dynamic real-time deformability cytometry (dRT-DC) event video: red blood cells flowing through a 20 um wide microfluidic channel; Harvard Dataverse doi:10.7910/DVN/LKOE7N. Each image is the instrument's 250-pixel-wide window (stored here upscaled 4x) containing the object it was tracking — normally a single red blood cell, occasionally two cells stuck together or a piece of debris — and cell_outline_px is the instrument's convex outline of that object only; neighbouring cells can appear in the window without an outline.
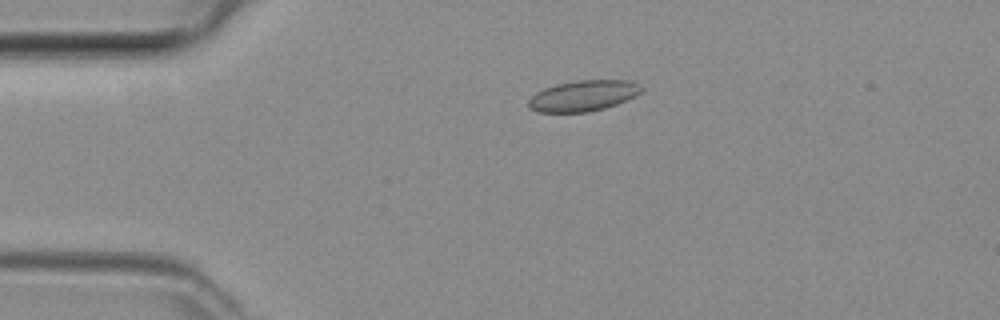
{"species": "common noctule bat (a hibernating species)", "species_latin": "Nyctalus noctula", "temperature_condition": "room temperature", "stored_images_in_passage": 39, "camera_frame_rate_fps": 3000, "um_per_image_px": 0.085, "animal": {"sex": "female", "body_mass_g": 29.2, "forearm_length_mm": 56.3}, "frame": {"image": 1, "passage_image": 1, "time_ms": 0.0, "image_size_px": [1000, 320], "cell_outline_px": [[644, 88], [636, 96], [616, 104], [604, 108], [588, 112], [536, 112], [528, 108], [528, 100], [536, 92], [544, 88], [556, 84], [576, 80], [628, 80]], "centroid_in_image_um": [49.54, 8.14], "position_along_channel_um": 35.5, "area_um2": 20.29}}
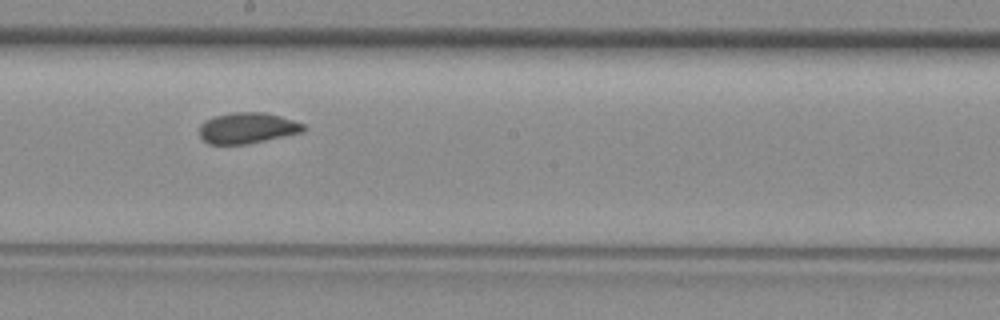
{"frame": {"image": 2, "passage_image": 17, "time_ms": 5.333, "image_size_px": [1000, 320], "cell_outline_px": [[308, 128], [304, 132], [244, 144], [208, 144], [200, 136], [200, 124], [216, 116], [232, 112], [264, 112], [280, 116], [304, 124]], "centroid_in_image_um": [21.05, 10.88], "position_along_channel_um": 227.1, "area_um2": 18.55}}
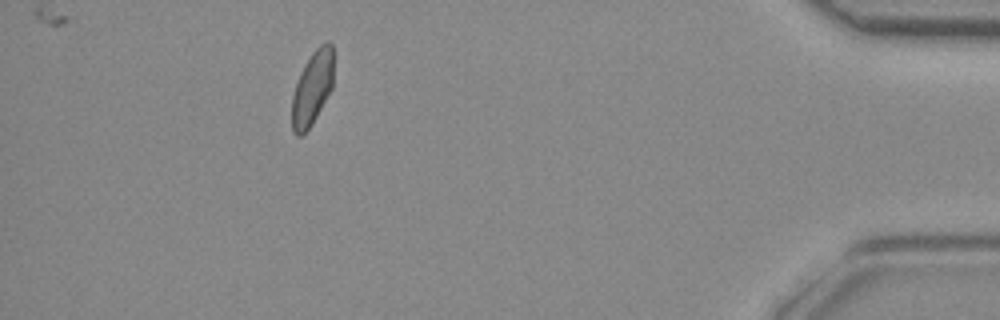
{"frame": {"image": 3, "passage_image": 34, "time_ms": 11.0, "image_size_px": [1000, 320], "cell_outline_px": [[332, 88], [312, 124], [300, 136], [296, 136], [292, 132], [292, 96], [300, 72], [304, 64], [312, 52], [320, 44], [328, 40], [332, 44]], "centroid_in_image_um": [26.53, 7.48], "position_along_channel_um": 408.7, "area_um2": 17.8}}